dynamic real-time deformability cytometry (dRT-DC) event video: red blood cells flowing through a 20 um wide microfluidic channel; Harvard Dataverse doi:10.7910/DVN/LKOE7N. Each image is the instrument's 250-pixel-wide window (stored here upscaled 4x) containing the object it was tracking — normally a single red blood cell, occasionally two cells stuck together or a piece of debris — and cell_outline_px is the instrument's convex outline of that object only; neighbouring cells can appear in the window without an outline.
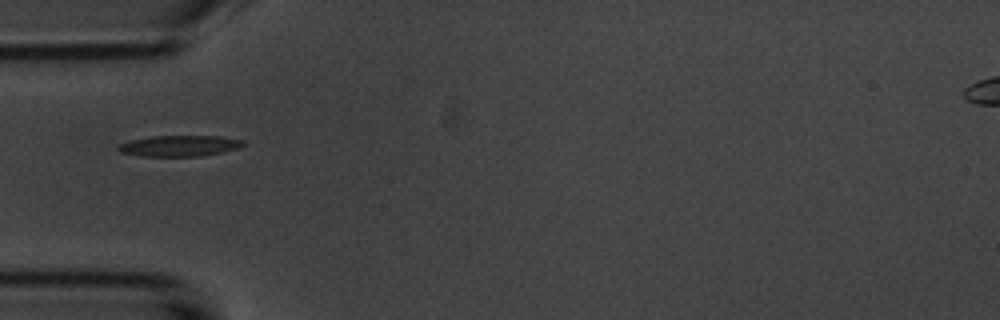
{"species": "common noctule bat (a hibernating species)", "species_latin": "Nyctalus noctula", "temperature_condition": "room temperature", "stored_images_in_passage": 10, "camera_frame_rate_fps": 3000, "um_per_image_px": 0.085, "animal": {"sex": "male", "body_mass_g": 20.1, "forearm_length_mm": 53.5}, "frame": {"image": 1, "passage_image": 1, "time_ms": 0.0, "image_size_px": [1000, 320], "cell_outline_px": [[248, 144], [240, 148], [200, 156], [144, 156], [120, 152], [116, 148], [120, 144], [132, 140], [152, 136], [220, 136], [244, 140]], "centroid_in_image_um": [15.32, 12.39], "position_along_channel_um": 69.7, "area_um2": 15.2}}